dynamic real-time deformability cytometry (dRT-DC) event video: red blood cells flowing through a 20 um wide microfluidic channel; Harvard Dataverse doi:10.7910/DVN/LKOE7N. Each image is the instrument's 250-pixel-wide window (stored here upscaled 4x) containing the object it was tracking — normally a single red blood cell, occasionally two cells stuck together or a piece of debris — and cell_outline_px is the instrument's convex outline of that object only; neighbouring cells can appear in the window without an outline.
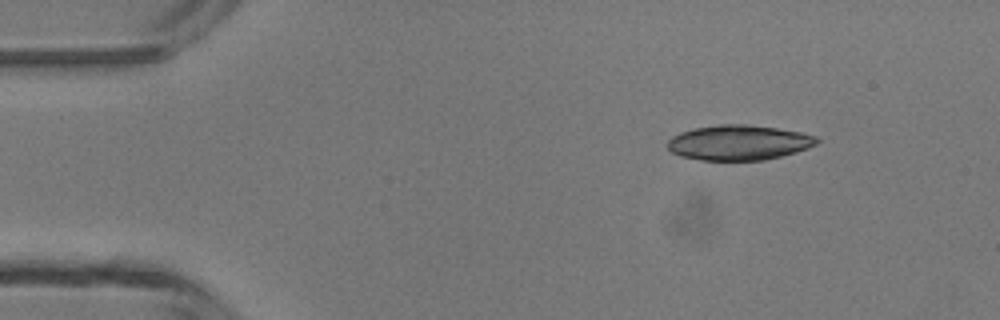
{"species": "common noctule bat (a hibernating species)", "species_latin": "Nyctalus noctula", "temperature_condition": "room temperature", "stored_images_in_passage": 9, "camera_frame_rate_fps": 3000, "um_per_image_px": 0.085, "animal": {"sex": "male", "body_mass_g": 13.3}, "frame": {"image": 1, "passage_image": 1, "time_ms": 0.0, "image_size_px": [1000, 320], "cell_outline_px": [[820, 140], [816, 144], [808, 148], [796, 152], [764, 160], [700, 160], [680, 156], [672, 152], [668, 148], [668, 140], [672, 136], [680, 132], [692, 128], [720, 124], [748, 124], [776, 128], [800, 132], [816, 136]], "centroid_in_image_um": [62.78, 12.11], "position_along_channel_um": 22.2, "area_um2": 30.58}}
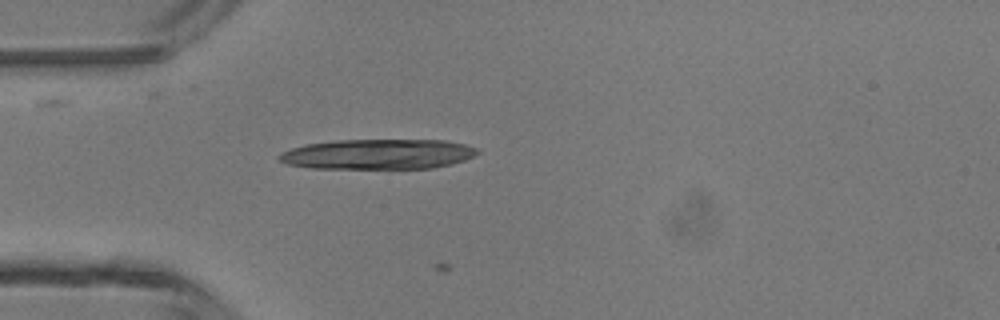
{"frame": {"image": 2, "passage_image": 8, "time_ms": 2.333, "image_size_px": [1000, 320], "cell_outline_px": [[480, 152], [464, 160], [452, 164], [432, 168], [312, 168], [288, 164], [280, 160], [276, 156], [280, 152], [304, 144], [336, 140], [444, 140], [464, 144], [476, 148]], "centroid_in_image_um": [32.1, 13.1], "position_along_channel_um": 52.9, "area_um2": 34.74}}